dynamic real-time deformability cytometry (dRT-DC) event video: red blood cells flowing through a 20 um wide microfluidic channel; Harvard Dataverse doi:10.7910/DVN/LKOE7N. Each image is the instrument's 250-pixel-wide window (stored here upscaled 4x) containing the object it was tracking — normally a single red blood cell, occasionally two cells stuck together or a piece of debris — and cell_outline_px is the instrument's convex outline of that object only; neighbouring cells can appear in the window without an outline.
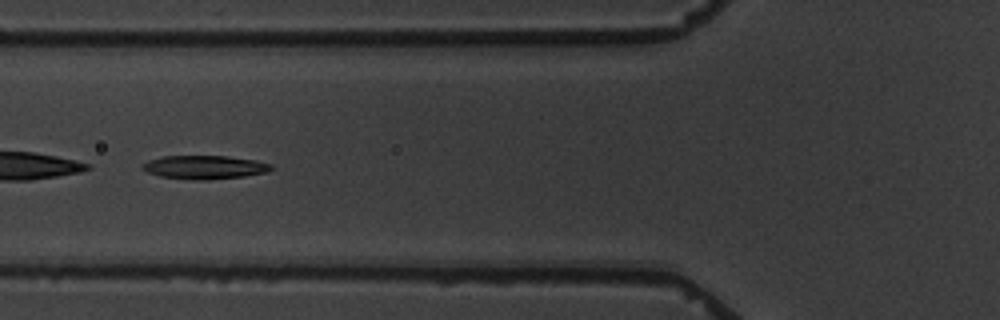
{"species": "common noctule bat (a hibernating species)", "species_latin": "Nyctalus noctula", "temperature_condition": "warm", "stored_images_in_passage": 9, "camera_frame_rate_fps": 3000, "um_per_image_px": 0.085, "animal": {"sex": "male", "body_mass_g": 19.5, "forearm_length_mm": 54.6}, "frame": {"image": 1, "passage_image": 6, "time_ms": 6.0, "image_size_px": [1000, 320], "cell_outline_px": [[272, 168], [264, 172], [244, 176], [208, 180], [192, 180], [160, 176], [148, 172], [140, 168], [148, 160], [164, 156], [228, 156], [256, 160], [272, 164]], "centroid_in_image_um": [17.37, 14.21], "position_along_channel_um": 108.4, "area_um2": 17.57}}
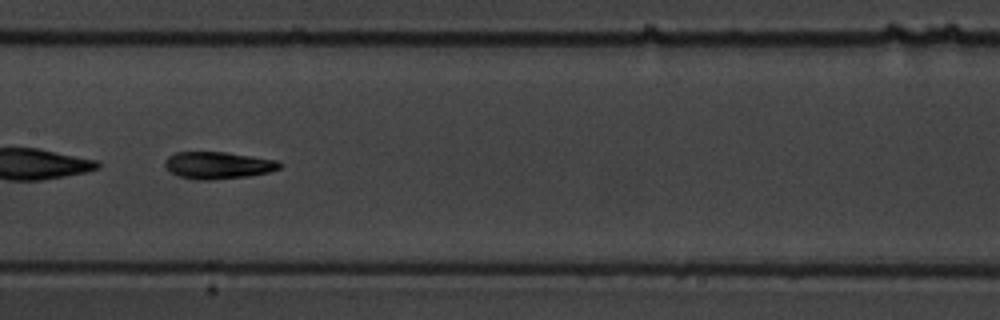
{"frame": {"image": 2, "passage_image": 8, "time_ms": 8.333, "image_size_px": [1000, 320], "cell_outline_px": [[284, 164], [280, 168], [268, 172], [248, 176], [208, 180], [196, 180], [180, 176], [172, 172], [164, 164], [164, 160], [168, 156], [176, 152], [224, 152], [276, 160]], "centroid_in_image_um": [18.53, 14.04], "position_along_channel_um": 188.9, "area_um2": 17.92}}
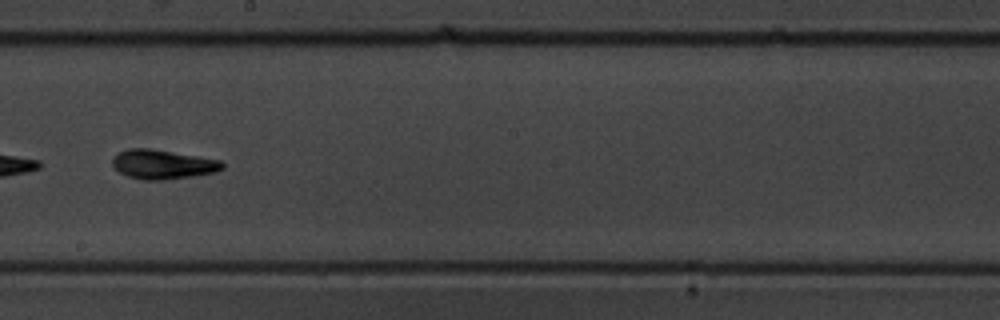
{"frame": {"image": 3, "passage_image": 9, "time_ms": 9.667, "image_size_px": [1000, 320], "cell_outline_px": [[224, 168], [216, 172], [192, 176], [160, 180], [144, 180], [128, 176], [120, 172], [112, 164], [112, 156], [128, 148], [148, 148], [220, 160], [224, 164]], "centroid_in_image_um": [13.82, 13.97], "position_along_channel_um": 234.4, "area_um2": 18.55}}